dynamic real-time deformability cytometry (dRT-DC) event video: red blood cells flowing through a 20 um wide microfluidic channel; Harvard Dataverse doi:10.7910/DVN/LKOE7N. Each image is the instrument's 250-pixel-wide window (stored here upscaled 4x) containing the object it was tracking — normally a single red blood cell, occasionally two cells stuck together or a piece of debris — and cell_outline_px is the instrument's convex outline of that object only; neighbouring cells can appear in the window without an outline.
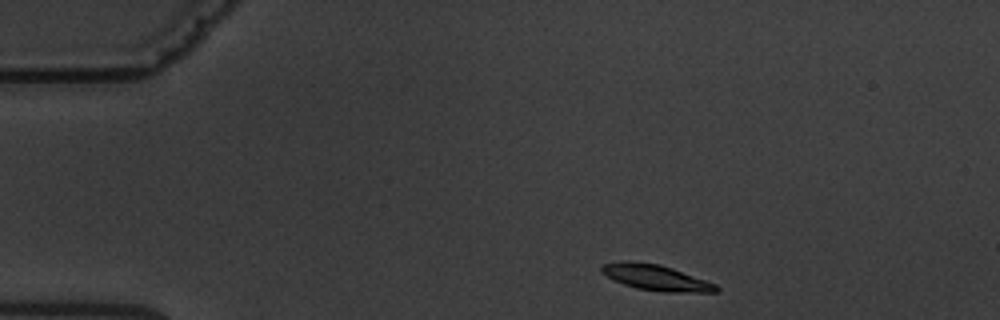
{"species": "common noctule bat (a hibernating species)", "species_latin": "Nyctalus noctula", "temperature_condition": "warm", "stored_images_in_passage": 3, "camera_frame_rate_fps": 3000, "um_per_image_px": 0.085, "animal": {"sex": "male", "body_mass_g": 19.5, "forearm_length_mm": 54.6}, "frame": {"image": 1, "passage_image": 1, "time_ms": 0.0, "image_size_px": [1000, 320], "cell_outline_px": [[720, 288], [716, 292], [664, 292], [636, 288], [624, 284], [600, 272], [600, 268], [604, 264], [620, 260], [636, 260], [660, 264], [672, 268], [716, 284]], "centroid_in_image_um": [55.73, 23.57], "position_along_channel_um": 29.3, "area_um2": 17.22}}